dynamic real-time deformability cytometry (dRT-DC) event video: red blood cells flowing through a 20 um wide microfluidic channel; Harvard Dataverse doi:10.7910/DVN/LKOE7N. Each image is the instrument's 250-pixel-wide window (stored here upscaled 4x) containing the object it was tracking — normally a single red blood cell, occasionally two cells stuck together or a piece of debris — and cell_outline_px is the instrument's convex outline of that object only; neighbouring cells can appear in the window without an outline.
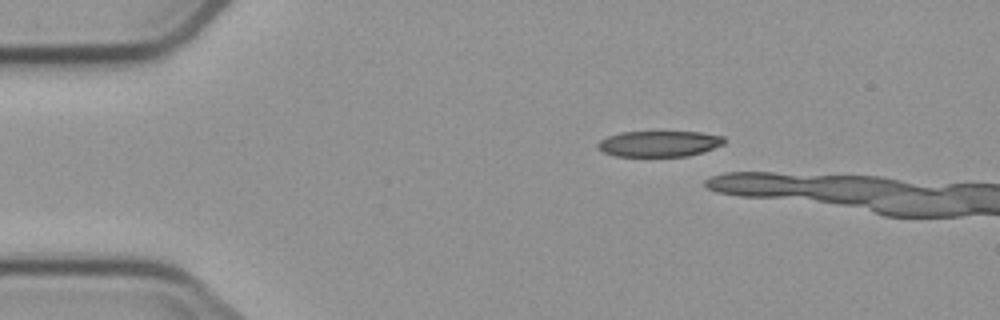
{"species": "common noctule bat (a hibernating species)", "species_latin": "Nyctalus noctula", "temperature_condition": "cold", "stored_images_in_passage": 5, "camera_frame_rate_fps": 3000, "um_per_image_px": 0.085, "animal": {"sex": "male", "body_mass_g": 23.1, "forearm_length_mm": 52.7}, "frame": {"image": 1, "passage_image": 1, "time_ms": 0.0, "image_size_px": [1000, 320], "cell_outline_px": [[724, 144], [688, 156], [616, 156], [604, 152], [596, 148], [596, 144], [600, 140], [608, 136], [620, 132], [700, 132], [724, 136]], "centroid_in_image_um": [55.99, 12.21], "position_along_channel_um": 29.0, "area_um2": 18.96}}